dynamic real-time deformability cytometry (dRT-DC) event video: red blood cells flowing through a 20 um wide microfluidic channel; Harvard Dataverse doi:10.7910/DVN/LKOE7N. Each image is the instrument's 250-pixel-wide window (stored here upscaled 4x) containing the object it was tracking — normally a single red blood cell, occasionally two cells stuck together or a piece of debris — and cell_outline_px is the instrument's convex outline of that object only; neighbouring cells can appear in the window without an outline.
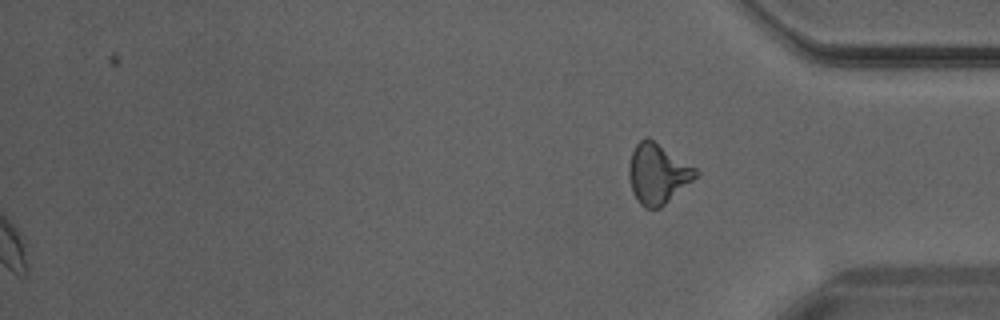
{"species": "Egyptian fruit bat (a non-hibernating species)", "species_latin": "Rousettus aegyptiacus", "temperature_condition": "warm", "stored_images_in_passage": 30, "camera_frame_rate_fps": 3000, "um_per_image_px": 0.085, "animal": {"sex": "male"}, "frame": {"image": 1, "passage_image": 30, "time_ms": 9.667, "image_size_px": [1000, 320], "cell_outline_px": [[700, 172], [692, 180], [660, 208], [644, 208], [640, 204], [632, 192], [628, 176], [628, 168], [632, 152], [636, 144], [640, 140], [648, 136], [696, 168]], "centroid_in_image_um": [55.87, 14.75], "position_along_channel_um": 379.3, "area_um2": 23.18}}